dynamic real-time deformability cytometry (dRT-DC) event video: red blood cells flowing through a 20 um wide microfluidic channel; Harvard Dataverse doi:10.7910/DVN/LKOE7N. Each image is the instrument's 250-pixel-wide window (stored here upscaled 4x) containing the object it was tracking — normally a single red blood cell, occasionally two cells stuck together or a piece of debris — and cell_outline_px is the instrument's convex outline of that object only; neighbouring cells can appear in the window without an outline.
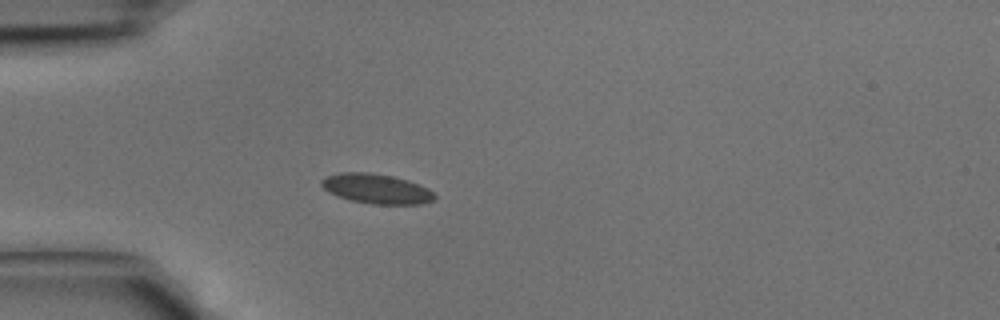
{"species": "common noctule bat (a hibernating species)", "species_latin": "Nyctalus noctula", "temperature_condition": "cold", "stored_images_in_passage": 31, "camera_frame_rate_fps": 3000, "um_per_image_px": 0.085, "animal": {"sex": "male", "body_mass_g": 15.6}, "frame": {"image": 1, "passage_image": 1, "time_ms": 0.0, "image_size_px": [1000, 320], "cell_outline_px": [[436, 200], [424, 204], [372, 204], [352, 200], [340, 196], [324, 188], [320, 184], [320, 180], [324, 176], [340, 172], [368, 172], [392, 176], [408, 180], [428, 188], [436, 196]], "centroid_in_image_um": [32.03, 16.04], "position_along_channel_um": 53.0, "area_um2": 19.59}}
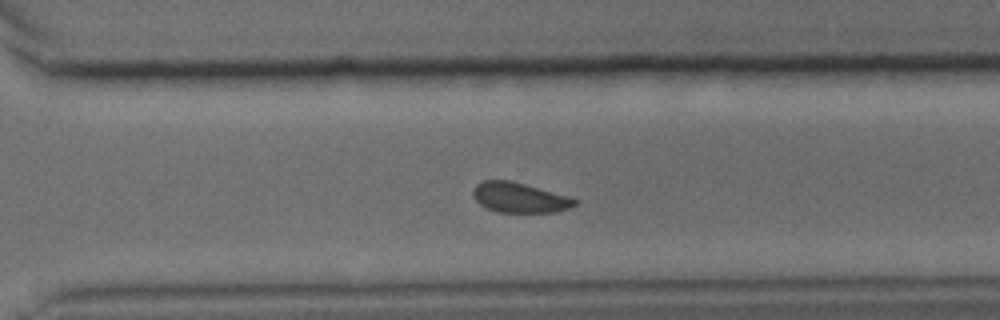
{"frame": {"image": 2, "passage_image": 19, "time_ms": 6.0, "image_size_px": [1000, 320], "cell_outline_px": [[580, 200], [576, 204], [568, 208], [556, 212], [496, 212], [480, 204], [472, 196], [472, 192], [476, 184], [484, 180], [508, 180], [572, 196]], "centroid_in_image_um": [44.19, 16.79], "position_along_channel_um": 326.4, "area_um2": 17.92}}
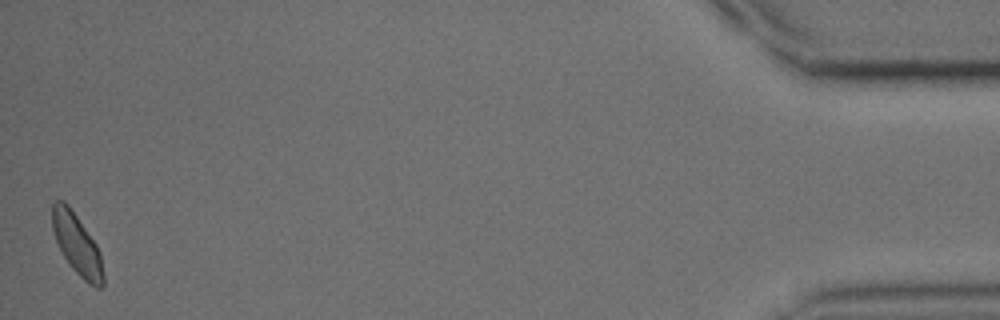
{"frame": {"image": 3, "passage_image": 31, "time_ms": 10.0, "image_size_px": [1000, 320], "cell_outline_px": [[104, 284], [100, 288], [96, 288], [88, 284], [68, 264], [56, 240], [52, 228], [52, 204], [56, 200], [64, 200], [68, 204], [96, 244], [100, 252], [104, 276]], "centroid_in_image_um": [6.55, 20.79], "position_along_channel_um": 428.7, "area_um2": 17.98}}